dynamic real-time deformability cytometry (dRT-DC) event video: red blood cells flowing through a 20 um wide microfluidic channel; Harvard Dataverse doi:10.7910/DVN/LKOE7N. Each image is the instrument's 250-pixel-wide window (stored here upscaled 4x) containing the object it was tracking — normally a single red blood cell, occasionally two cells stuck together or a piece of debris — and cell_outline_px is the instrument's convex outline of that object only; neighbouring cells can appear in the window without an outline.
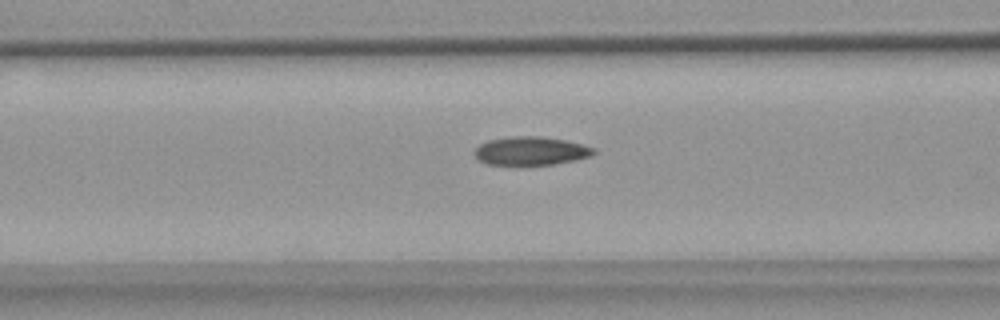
{"species": "common noctule bat (a hibernating species)", "species_latin": "Nyctalus noctula", "temperature_condition": "warm", "stored_images_in_passage": 55, "camera_frame_rate_fps": 3000, "um_per_image_px": 0.085, "animal": {"sex": "female", "body_mass_g": 18.4}, "frame": {"image": 1, "passage_image": 21, "time_ms": 6.667, "image_size_px": [1000, 320], "cell_outline_px": [[596, 152], [592, 156], [576, 160], [556, 164], [520, 168], [516, 168], [488, 164], [480, 160], [472, 152], [480, 144], [488, 140], [516, 136], [540, 136], [564, 140], [596, 148]], "centroid_in_image_um": [45.11, 12.89], "position_along_channel_um": 121.5, "area_um2": 20.63}}
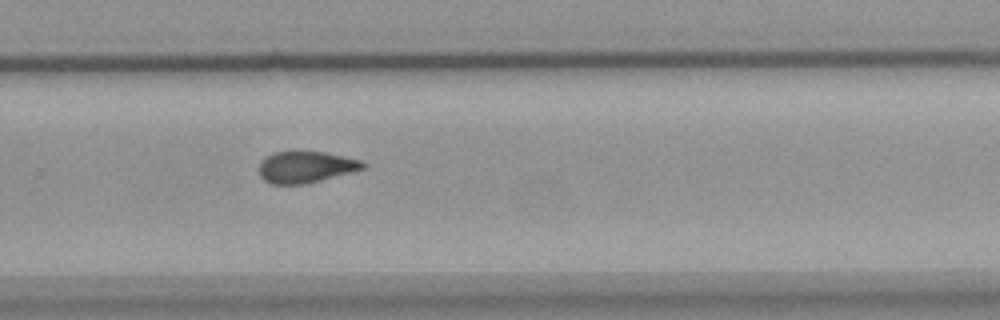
{"frame": {"image": 2, "passage_image": 36, "time_ms": 11.667, "image_size_px": [1000, 320], "cell_outline_px": [[368, 168], [304, 184], [268, 184], [260, 176], [260, 160], [272, 152], [324, 152], [364, 160], [368, 164]], "centroid_in_image_um": [26.03, 14.19], "position_along_channel_um": 303.8, "area_um2": 19.25}}
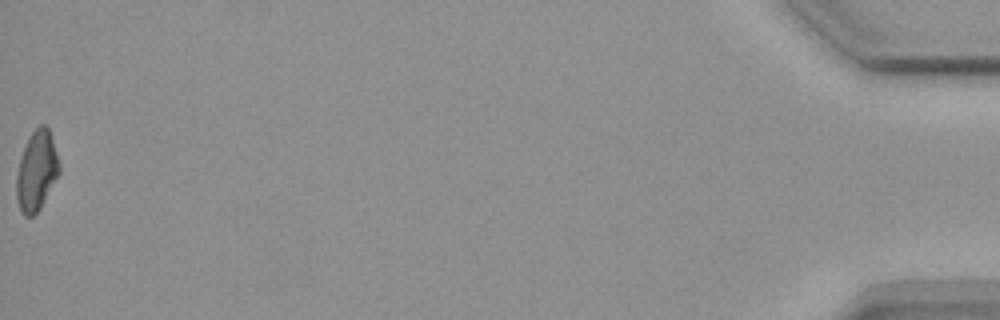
{"frame": {"image": 3, "passage_image": 55, "time_ms": 18.0, "image_size_px": [1000, 320], "cell_outline_px": [[60, 172], [40, 208], [32, 216], [24, 216], [20, 212], [16, 200], [16, 176], [20, 160], [24, 148], [32, 132], [40, 124], [44, 124], [48, 128], [60, 164]], "centroid_in_image_um": [3.1, 14.56], "position_along_channel_um": 432.1, "area_um2": 19.65}, "authors_computed_cell_mechanics": {"area_um2": 20.0566, "velocity_mm_per_s": 3.6553, "shape_relaxation_time_tau1_ms": null, "shape_relaxation_time_tau2_ms": 4.4796, "deformation_change_tau1": null, "deformation_change_tau2": 0.1141}}